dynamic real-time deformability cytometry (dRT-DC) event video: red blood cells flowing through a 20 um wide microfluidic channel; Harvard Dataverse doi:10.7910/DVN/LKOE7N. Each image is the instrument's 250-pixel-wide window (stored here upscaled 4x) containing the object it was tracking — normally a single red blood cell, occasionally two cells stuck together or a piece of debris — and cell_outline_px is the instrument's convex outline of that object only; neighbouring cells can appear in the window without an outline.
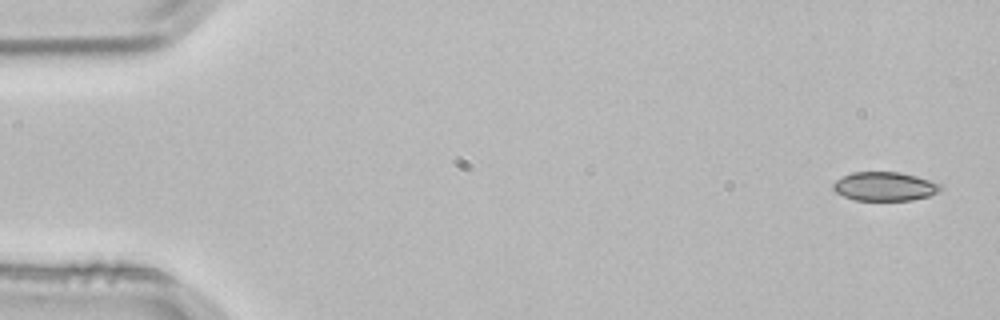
{"species": "common noctule bat (a hibernating species)", "species_latin": "Nyctalus noctula", "temperature_condition": "room temperature", "stored_images_in_passage": 4, "camera_frame_rate_fps": 3000, "um_per_image_px": 0.085, "animal": {"sex": "male", "body_mass_g": 21.5, "forearm_length_mm": 52.0}, "frame": {"image": 1, "passage_image": 1, "time_ms": 0.0, "image_size_px": [1000, 320], "cell_outline_px": [[944, 188], [928, 196], [912, 200], [856, 200], [844, 196], [836, 192], [832, 188], [832, 184], [836, 180], [852, 172], [900, 172], [916, 176], [940, 184]], "centroid_in_image_um": [75.18, 15.84], "position_along_channel_um": 9.8, "area_um2": 17.92}}
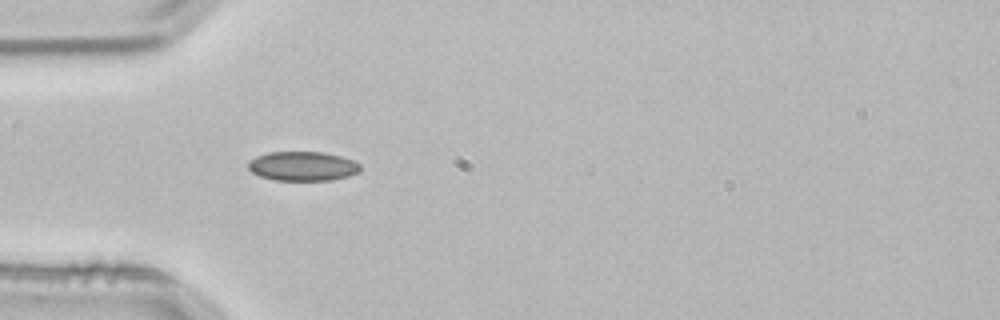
{"frame": {"image": 2, "passage_image": 4, "time_ms": 1.0, "image_size_px": [1000, 320], "cell_outline_px": [[360, 172], [348, 176], [332, 180], [276, 180], [260, 176], [252, 172], [248, 168], [248, 160], [256, 156], [268, 152], [324, 152], [340, 156], [352, 160], [360, 164]], "centroid_in_image_um": [25.72, 14.12], "position_along_channel_um": 59.3, "area_um2": 19.19}}